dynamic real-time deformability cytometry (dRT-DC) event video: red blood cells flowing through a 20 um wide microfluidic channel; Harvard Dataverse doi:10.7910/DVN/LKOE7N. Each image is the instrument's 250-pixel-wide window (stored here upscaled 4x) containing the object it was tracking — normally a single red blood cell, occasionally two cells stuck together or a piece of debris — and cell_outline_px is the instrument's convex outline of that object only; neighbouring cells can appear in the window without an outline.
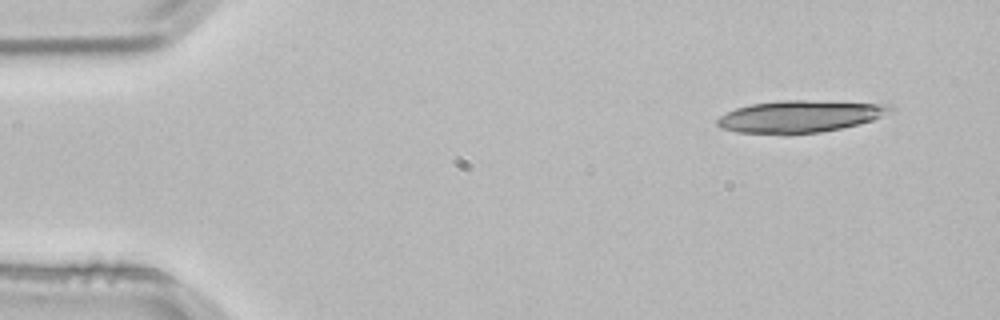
{"species": "common noctule bat (a hibernating species)", "species_latin": "Nyctalus noctula", "temperature_condition": "room temperature", "stored_images_in_passage": 2, "camera_frame_rate_fps": 3000, "um_per_image_px": 0.085, "animal": {"sex": "male", "body_mass_g": 21.5, "forearm_length_mm": 52.0}, "frame": {"image": 1, "passage_image": 1, "time_ms": 0.0, "image_size_px": [1000, 320], "cell_outline_px": [[896, 108], [892, 112], [872, 120], [840, 128], [820, 132], [788, 136], [784, 136], [736, 132], [720, 128], [716, 124], [716, 120], [720, 116], [736, 108], [752, 104], [780, 100], [804, 100], [892, 104]], "centroid_in_image_um": [67.97, 9.92], "position_along_channel_um": 17.0, "area_um2": 32.95}}